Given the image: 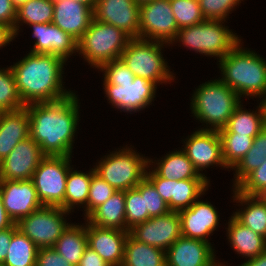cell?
I'll return each mask as SVG.
<instances>
[{
    "label": "cell",
    "mask_w": 266,
    "mask_h": 266,
    "mask_svg": "<svg viewBox=\"0 0 266 266\" xmlns=\"http://www.w3.org/2000/svg\"><path fill=\"white\" fill-rule=\"evenodd\" d=\"M18 229L17 224H15L11 228H7L5 230L0 231V264H3L7 250L10 246V241L12 238V234Z\"/></svg>",
    "instance_id": "48"
},
{
    "label": "cell",
    "mask_w": 266,
    "mask_h": 266,
    "mask_svg": "<svg viewBox=\"0 0 266 266\" xmlns=\"http://www.w3.org/2000/svg\"><path fill=\"white\" fill-rule=\"evenodd\" d=\"M261 103L254 112L243 109L240 103L231 115L226 126L219 133H239L255 137L266 126V102Z\"/></svg>",
    "instance_id": "28"
},
{
    "label": "cell",
    "mask_w": 266,
    "mask_h": 266,
    "mask_svg": "<svg viewBox=\"0 0 266 266\" xmlns=\"http://www.w3.org/2000/svg\"><path fill=\"white\" fill-rule=\"evenodd\" d=\"M29 136V112L26 107L0 112V162Z\"/></svg>",
    "instance_id": "24"
},
{
    "label": "cell",
    "mask_w": 266,
    "mask_h": 266,
    "mask_svg": "<svg viewBox=\"0 0 266 266\" xmlns=\"http://www.w3.org/2000/svg\"><path fill=\"white\" fill-rule=\"evenodd\" d=\"M139 38L161 41L168 46L178 32L170 0H153L140 5Z\"/></svg>",
    "instance_id": "12"
},
{
    "label": "cell",
    "mask_w": 266,
    "mask_h": 266,
    "mask_svg": "<svg viewBox=\"0 0 266 266\" xmlns=\"http://www.w3.org/2000/svg\"><path fill=\"white\" fill-rule=\"evenodd\" d=\"M73 92L52 102L25 107L29 112V134L45 155L71 156L79 122V99Z\"/></svg>",
    "instance_id": "1"
},
{
    "label": "cell",
    "mask_w": 266,
    "mask_h": 266,
    "mask_svg": "<svg viewBox=\"0 0 266 266\" xmlns=\"http://www.w3.org/2000/svg\"><path fill=\"white\" fill-rule=\"evenodd\" d=\"M15 37L14 30L10 26L0 22V48L6 46Z\"/></svg>",
    "instance_id": "49"
},
{
    "label": "cell",
    "mask_w": 266,
    "mask_h": 266,
    "mask_svg": "<svg viewBox=\"0 0 266 266\" xmlns=\"http://www.w3.org/2000/svg\"><path fill=\"white\" fill-rule=\"evenodd\" d=\"M227 234L231 247L246 259L257 257L266 251V238L239 223L233 216L229 219Z\"/></svg>",
    "instance_id": "26"
},
{
    "label": "cell",
    "mask_w": 266,
    "mask_h": 266,
    "mask_svg": "<svg viewBox=\"0 0 266 266\" xmlns=\"http://www.w3.org/2000/svg\"><path fill=\"white\" fill-rule=\"evenodd\" d=\"M37 245L18 229L12 234L4 266H36Z\"/></svg>",
    "instance_id": "33"
},
{
    "label": "cell",
    "mask_w": 266,
    "mask_h": 266,
    "mask_svg": "<svg viewBox=\"0 0 266 266\" xmlns=\"http://www.w3.org/2000/svg\"><path fill=\"white\" fill-rule=\"evenodd\" d=\"M71 157L46 155L34 171L31 180L43 206L63 208Z\"/></svg>",
    "instance_id": "9"
},
{
    "label": "cell",
    "mask_w": 266,
    "mask_h": 266,
    "mask_svg": "<svg viewBox=\"0 0 266 266\" xmlns=\"http://www.w3.org/2000/svg\"><path fill=\"white\" fill-rule=\"evenodd\" d=\"M68 213V214H67ZM70 212L60 207L42 206L18 223V230L33 241L37 247L51 248L70 223L63 217Z\"/></svg>",
    "instance_id": "10"
},
{
    "label": "cell",
    "mask_w": 266,
    "mask_h": 266,
    "mask_svg": "<svg viewBox=\"0 0 266 266\" xmlns=\"http://www.w3.org/2000/svg\"><path fill=\"white\" fill-rule=\"evenodd\" d=\"M241 0H199L200 8L206 20L224 21Z\"/></svg>",
    "instance_id": "43"
},
{
    "label": "cell",
    "mask_w": 266,
    "mask_h": 266,
    "mask_svg": "<svg viewBox=\"0 0 266 266\" xmlns=\"http://www.w3.org/2000/svg\"><path fill=\"white\" fill-rule=\"evenodd\" d=\"M210 202L197 199L189 208L179 211L181 234L185 237L209 242L211 235L219 225V215Z\"/></svg>",
    "instance_id": "22"
},
{
    "label": "cell",
    "mask_w": 266,
    "mask_h": 266,
    "mask_svg": "<svg viewBox=\"0 0 266 266\" xmlns=\"http://www.w3.org/2000/svg\"><path fill=\"white\" fill-rule=\"evenodd\" d=\"M116 189L109 185L98 174L94 173L89 186L87 199V217L100 205L106 202Z\"/></svg>",
    "instance_id": "41"
},
{
    "label": "cell",
    "mask_w": 266,
    "mask_h": 266,
    "mask_svg": "<svg viewBox=\"0 0 266 266\" xmlns=\"http://www.w3.org/2000/svg\"><path fill=\"white\" fill-rule=\"evenodd\" d=\"M35 43L30 52L54 54L65 61L77 52V40L53 23L29 24Z\"/></svg>",
    "instance_id": "21"
},
{
    "label": "cell",
    "mask_w": 266,
    "mask_h": 266,
    "mask_svg": "<svg viewBox=\"0 0 266 266\" xmlns=\"http://www.w3.org/2000/svg\"><path fill=\"white\" fill-rule=\"evenodd\" d=\"M210 242L179 237L166 250V266H221Z\"/></svg>",
    "instance_id": "19"
},
{
    "label": "cell",
    "mask_w": 266,
    "mask_h": 266,
    "mask_svg": "<svg viewBox=\"0 0 266 266\" xmlns=\"http://www.w3.org/2000/svg\"><path fill=\"white\" fill-rule=\"evenodd\" d=\"M240 103L241 98L234 90L220 79H215L196 89L190 108L196 120L206 124V128L203 127L202 130L219 131L226 126Z\"/></svg>",
    "instance_id": "4"
},
{
    "label": "cell",
    "mask_w": 266,
    "mask_h": 266,
    "mask_svg": "<svg viewBox=\"0 0 266 266\" xmlns=\"http://www.w3.org/2000/svg\"><path fill=\"white\" fill-rule=\"evenodd\" d=\"M266 159V126L255 136L251 148L233 168L235 188L250 172L258 168Z\"/></svg>",
    "instance_id": "34"
},
{
    "label": "cell",
    "mask_w": 266,
    "mask_h": 266,
    "mask_svg": "<svg viewBox=\"0 0 266 266\" xmlns=\"http://www.w3.org/2000/svg\"><path fill=\"white\" fill-rule=\"evenodd\" d=\"M241 41L219 62L223 83L239 97L257 96L266 102V60L257 53L245 50Z\"/></svg>",
    "instance_id": "3"
},
{
    "label": "cell",
    "mask_w": 266,
    "mask_h": 266,
    "mask_svg": "<svg viewBox=\"0 0 266 266\" xmlns=\"http://www.w3.org/2000/svg\"><path fill=\"white\" fill-rule=\"evenodd\" d=\"M235 189L246 195L266 194V159L265 161L252 172H250Z\"/></svg>",
    "instance_id": "42"
},
{
    "label": "cell",
    "mask_w": 266,
    "mask_h": 266,
    "mask_svg": "<svg viewBox=\"0 0 266 266\" xmlns=\"http://www.w3.org/2000/svg\"><path fill=\"white\" fill-rule=\"evenodd\" d=\"M86 222L85 225L70 224L56 241L53 248L73 266H78L87 247Z\"/></svg>",
    "instance_id": "31"
},
{
    "label": "cell",
    "mask_w": 266,
    "mask_h": 266,
    "mask_svg": "<svg viewBox=\"0 0 266 266\" xmlns=\"http://www.w3.org/2000/svg\"><path fill=\"white\" fill-rule=\"evenodd\" d=\"M109 103L120 111L137 112L145 109L155 98L157 85L148 79L134 77L133 82L113 85L103 84Z\"/></svg>",
    "instance_id": "14"
},
{
    "label": "cell",
    "mask_w": 266,
    "mask_h": 266,
    "mask_svg": "<svg viewBox=\"0 0 266 266\" xmlns=\"http://www.w3.org/2000/svg\"><path fill=\"white\" fill-rule=\"evenodd\" d=\"M144 198L145 211L149 217H157L170 211L168 205L157 192L154 185L145 177L136 187Z\"/></svg>",
    "instance_id": "40"
},
{
    "label": "cell",
    "mask_w": 266,
    "mask_h": 266,
    "mask_svg": "<svg viewBox=\"0 0 266 266\" xmlns=\"http://www.w3.org/2000/svg\"><path fill=\"white\" fill-rule=\"evenodd\" d=\"M125 209V191H116L85 220L94 226L125 231Z\"/></svg>",
    "instance_id": "27"
},
{
    "label": "cell",
    "mask_w": 266,
    "mask_h": 266,
    "mask_svg": "<svg viewBox=\"0 0 266 266\" xmlns=\"http://www.w3.org/2000/svg\"><path fill=\"white\" fill-rule=\"evenodd\" d=\"M132 38L121 29L92 19L88 29L77 41V52L93 66L99 68L120 56Z\"/></svg>",
    "instance_id": "5"
},
{
    "label": "cell",
    "mask_w": 266,
    "mask_h": 266,
    "mask_svg": "<svg viewBox=\"0 0 266 266\" xmlns=\"http://www.w3.org/2000/svg\"><path fill=\"white\" fill-rule=\"evenodd\" d=\"M154 163L149 159L146 178L154 185L159 195L168 205L170 211L179 212L189 208L201 195L205 194L210 184L208 179L168 180L160 177L154 170Z\"/></svg>",
    "instance_id": "11"
},
{
    "label": "cell",
    "mask_w": 266,
    "mask_h": 266,
    "mask_svg": "<svg viewBox=\"0 0 266 266\" xmlns=\"http://www.w3.org/2000/svg\"><path fill=\"white\" fill-rule=\"evenodd\" d=\"M140 5L134 0H96L93 18L111 24L131 38H139Z\"/></svg>",
    "instance_id": "17"
},
{
    "label": "cell",
    "mask_w": 266,
    "mask_h": 266,
    "mask_svg": "<svg viewBox=\"0 0 266 266\" xmlns=\"http://www.w3.org/2000/svg\"><path fill=\"white\" fill-rule=\"evenodd\" d=\"M153 0H134V2L138 5H142V4H145V3H149Z\"/></svg>",
    "instance_id": "54"
},
{
    "label": "cell",
    "mask_w": 266,
    "mask_h": 266,
    "mask_svg": "<svg viewBox=\"0 0 266 266\" xmlns=\"http://www.w3.org/2000/svg\"><path fill=\"white\" fill-rule=\"evenodd\" d=\"M29 0H11L12 4L18 8L19 6H21L22 4L28 2Z\"/></svg>",
    "instance_id": "53"
},
{
    "label": "cell",
    "mask_w": 266,
    "mask_h": 266,
    "mask_svg": "<svg viewBox=\"0 0 266 266\" xmlns=\"http://www.w3.org/2000/svg\"><path fill=\"white\" fill-rule=\"evenodd\" d=\"M53 14L54 5L50 0H29L16 10L15 35H18L22 23H52Z\"/></svg>",
    "instance_id": "35"
},
{
    "label": "cell",
    "mask_w": 266,
    "mask_h": 266,
    "mask_svg": "<svg viewBox=\"0 0 266 266\" xmlns=\"http://www.w3.org/2000/svg\"><path fill=\"white\" fill-rule=\"evenodd\" d=\"M0 195L6 212L15 224L43 206L31 179L0 180Z\"/></svg>",
    "instance_id": "16"
},
{
    "label": "cell",
    "mask_w": 266,
    "mask_h": 266,
    "mask_svg": "<svg viewBox=\"0 0 266 266\" xmlns=\"http://www.w3.org/2000/svg\"><path fill=\"white\" fill-rule=\"evenodd\" d=\"M223 21L205 20L190 27L181 28L173 42H182L184 47L193 49L205 56L222 59L241 39L236 36Z\"/></svg>",
    "instance_id": "6"
},
{
    "label": "cell",
    "mask_w": 266,
    "mask_h": 266,
    "mask_svg": "<svg viewBox=\"0 0 266 266\" xmlns=\"http://www.w3.org/2000/svg\"><path fill=\"white\" fill-rule=\"evenodd\" d=\"M17 8L11 0H0V22L10 26L15 33V20Z\"/></svg>",
    "instance_id": "46"
},
{
    "label": "cell",
    "mask_w": 266,
    "mask_h": 266,
    "mask_svg": "<svg viewBox=\"0 0 266 266\" xmlns=\"http://www.w3.org/2000/svg\"><path fill=\"white\" fill-rule=\"evenodd\" d=\"M129 234L147 245L167 250L181 234V219L178 212L151 217L145 222L134 225Z\"/></svg>",
    "instance_id": "13"
},
{
    "label": "cell",
    "mask_w": 266,
    "mask_h": 266,
    "mask_svg": "<svg viewBox=\"0 0 266 266\" xmlns=\"http://www.w3.org/2000/svg\"><path fill=\"white\" fill-rule=\"evenodd\" d=\"M125 231H129L134 225L148 220L149 214L145 211L144 198L136 188L125 191Z\"/></svg>",
    "instance_id": "39"
},
{
    "label": "cell",
    "mask_w": 266,
    "mask_h": 266,
    "mask_svg": "<svg viewBox=\"0 0 266 266\" xmlns=\"http://www.w3.org/2000/svg\"><path fill=\"white\" fill-rule=\"evenodd\" d=\"M164 42L132 38L120 59L132 71V73L155 83H167L173 81L175 76L168 69V65L162 55Z\"/></svg>",
    "instance_id": "7"
},
{
    "label": "cell",
    "mask_w": 266,
    "mask_h": 266,
    "mask_svg": "<svg viewBox=\"0 0 266 266\" xmlns=\"http://www.w3.org/2000/svg\"><path fill=\"white\" fill-rule=\"evenodd\" d=\"M178 29L190 27L205 21L199 0H170Z\"/></svg>",
    "instance_id": "38"
},
{
    "label": "cell",
    "mask_w": 266,
    "mask_h": 266,
    "mask_svg": "<svg viewBox=\"0 0 266 266\" xmlns=\"http://www.w3.org/2000/svg\"><path fill=\"white\" fill-rule=\"evenodd\" d=\"M36 266H73L55 248L38 249Z\"/></svg>",
    "instance_id": "45"
},
{
    "label": "cell",
    "mask_w": 266,
    "mask_h": 266,
    "mask_svg": "<svg viewBox=\"0 0 266 266\" xmlns=\"http://www.w3.org/2000/svg\"><path fill=\"white\" fill-rule=\"evenodd\" d=\"M53 5L52 23L78 41L93 19V10L75 0H58Z\"/></svg>",
    "instance_id": "23"
},
{
    "label": "cell",
    "mask_w": 266,
    "mask_h": 266,
    "mask_svg": "<svg viewBox=\"0 0 266 266\" xmlns=\"http://www.w3.org/2000/svg\"><path fill=\"white\" fill-rule=\"evenodd\" d=\"M219 136L223 161L228 169L233 170L251 148L255 137L239 133H219Z\"/></svg>",
    "instance_id": "36"
},
{
    "label": "cell",
    "mask_w": 266,
    "mask_h": 266,
    "mask_svg": "<svg viewBox=\"0 0 266 266\" xmlns=\"http://www.w3.org/2000/svg\"><path fill=\"white\" fill-rule=\"evenodd\" d=\"M99 69L104 72L103 84L121 85L133 82L135 77L121 59L105 63Z\"/></svg>",
    "instance_id": "44"
},
{
    "label": "cell",
    "mask_w": 266,
    "mask_h": 266,
    "mask_svg": "<svg viewBox=\"0 0 266 266\" xmlns=\"http://www.w3.org/2000/svg\"><path fill=\"white\" fill-rule=\"evenodd\" d=\"M154 163V171L162 178L168 180L208 179L205 174H199L191 160L183 150L170 152ZM159 161V162H158Z\"/></svg>",
    "instance_id": "29"
},
{
    "label": "cell",
    "mask_w": 266,
    "mask_h": 266,
    "mask_svg": "<svg viewBox=\"0 0 266 266\" xmlns=\"http://www.w3.org/2000/svg\"><path fill=\"white\" fill-rule=\"evenodd\" d=\"M11 67L0 68V112L15 111L25 107Z\"/></svg>",
    "instance_id": "37"
},
{
    "label": "cell",
    "mask_w": 266,
    "mask_h": 266,
    "mask_svg": "<svg viewBox=\"0 0 266 266\" xmlns=\"http://www.w3.org/2000/svg\"><path fill=\"white\" fill-rule=\"evenodd\" d=\"M87 245L110 266H122L129 231L94 226L86 223Z\"/></svg>",
    "instance_id": "20"
},
{
    "label": "cell",
    "mask_w": 266,
    "mask_h": 266,
    "mask_svg": "<svg viewBox=\"0 0 266 266\" xmlns=\"http://www.w3.org/2000/svg\"><path fill=\"white\" fill-rule=\"evenodd\" d=\"M185 141L184 148L181 149L186 153L199 174H202L200 171L213 165L227 168L222 157L218 131L199 129L193 132Z\"/></svg>",
    "instance_id": "18"
},
{
    "label": "cell",
    "mask_w": 266,
    "mask_h": 266,
    "mask_svg": "<svg viewBox=\"0 0 266 266\" xmlns=\"http://www.w3.org/2000/svg\"><path fill=\"white\" fill-rule=\"evenodd\" d=\"M238 266H266V251L257 257L246 260V262Z\"/></svg>",
    "instance_id": "51"
},
{
    "label": "cell",
    "mask_w": 266,
    "mask_h": 266,
    "mask_svg": "<svg viewBox=\"0 0 266 266\" xmlns=\"http://www.w3.org/2000/svg\"><path fill=\"white\" fill-rule=\"evenodd\" d=\"M122 266H166V251L142 243L129 234Z\"/></svg>",
    "instance_id": "30"
},
{
    "label": "cell",
    "mask_w": 266,
    "mask_h": 266,
    "mask_svg": "<svg viewBox=\"0 0 266 266\" xmlns=\"http://www.w3.org/2000/svg\"><path fill=\"white\" fill-rule=\"evenodd\" d=\"M46 155L29 136L20 141L0 162V180H30Z\"/></svg>",
    "instance_id": "15"
},
{
    "label": "cell",
    "mask_w": 266,
    "mask_h": 266,
    "mask_svg": "<svg viewBox=\"0 0 266 266\" xmlns=\"http://www.w3.org/2000/svg\"><path fill=\"white\" fill-rule=\"evenodd\" d=\"M78 266H110L101 256L90 247H86Z\"/></svg>",
    "instance_id": "47"
},
{
    "label": "cell",
    "mask_w": 266,
    "mask_h": 266,
    "mask_svg": "<svg viewBox=\"0 0 266 266\" xmlns=\"http://www.w3.org/2000/svg\"><path fill=\"white\" fill-rule=\"evenodd\" d=\"M51 2H55V1H58V0H50ZM77 2H80L88 7H90L92 10L94 9L95 7V2L96 0H75Z\"/></svg>",
    "instance_id": "52"
},
{
    "label": "cell",
    "mask_w": 266,
    "mask_h": 266,
    "mask_svg": "<svg viewBox=\"0 0 266 266\" xmlns=\"http://www.w3.org/2000/svg\"><path fill=\"white\" fill-rule=\"evenodd\" d=\"M103 158L94 166L95 173L116 191L135 188L146 177L149 159L141 156L132 147L116 150Z\"/></svg>",
    "instance_id": "8"
},
{
    "label": "cell",
    "mask_w": 266,
    "mask_h": 266,
    "mask_svg": "<svg viewBox=\"0 0 266 266\" xmlns=\"http://www.w3.org/2000/svg\"><path fill=\"white\" fill-rule=\"evenodd\" d=\"M65 62L54 54L29 52L21 61L10 66L25 105L57 101L73 93L63 89Z\"/></svg>",
    "instance_id": "2"
},
{
    "label": "cell",
    "mask_w": 266,
    "mask_h": 266,
    "mask_svg": "<svg viewBox=\"0 0 266 266\" xmlns=\"http://www.w3.org/2000/svg\"><path fill=\"white\" fill-rule=\"evenodd\" d=\"M71 168L67 175L66 191L63 202V209L70 212L75 205H85L84 212L87 218V199L89 195V186L95 169L92 168L88 173L73 170Z\"/></svg>",
    "instance_id": "32"
},
{
    "label": "cell",
    "mask_w": 266,
    "mask_h": 266,
    "mask_svg": "<svg viewBox=\"0 0 266 266\" xmlns=\"http://www.w3.org/2000/svg\"><path fill=\"white\" fill-rule=\"evenodd\" d=\"M234 201H238L244 210H237L233 217L242 225L250 228L253 232L266 238V197L260 195H246L233 190Z\"/></svg>",
    "instance_id": "25"
},
{
    "label": "cell",
    "mask_w": 266,
    "mask_h": 266,
    "mask_svg": "<svg viewBox=\"0 0 266 266\" xmlns=\"http://www.w3.org/2000/svg\"><path fill=\"white\" fill-rule=\"evenodd\" d=\"M14 225V221L10 218L2 204V199L0 195V231L5 230L7 228H11Z\"/></svg>",
    "instance_id": "50"
}]
</instances>
